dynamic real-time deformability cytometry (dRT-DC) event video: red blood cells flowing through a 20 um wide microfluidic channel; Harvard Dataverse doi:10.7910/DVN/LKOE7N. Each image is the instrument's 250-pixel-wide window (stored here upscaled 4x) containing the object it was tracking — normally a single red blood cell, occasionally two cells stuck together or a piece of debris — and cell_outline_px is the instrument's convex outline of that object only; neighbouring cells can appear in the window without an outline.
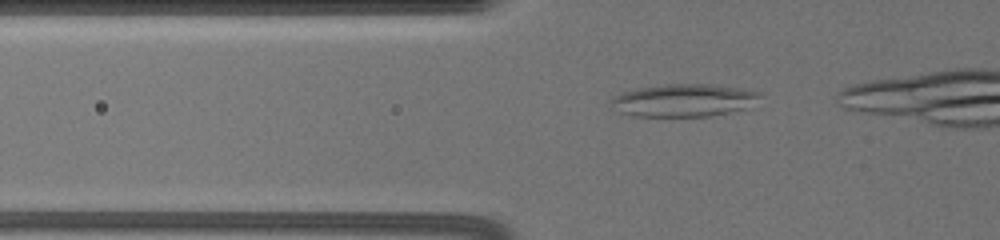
{"species": "common noctule bat (a hibernating species)", "species_latin": "Nyctalus noctula", "temperature_condition": "warm", "stored_images_in_passage": 5, "camera_frame_rate_fps": 3000, "um_per_image_px": 0.085, "animal": {"sex": "female", "body_mass_g": 19.5, "forearm_length_mm": 54.1}, "frame": {"image": 1, "passage_image": 2, "time_ms": 0.333, "image_size_px": [1000, 240], "cell_outline_px": [[760, 96], [744, 108], [728, 112], [708, 116], [632, 116], [620, 112], [612, 100], [616, 96], [624, 92], [640, 88], [668, 84], [708, 84], [740, 88], [760, 92]], "centroid_in_image_um": [58.13, 8.52], "position_along_channel_um": 67.7, "area_um2": 27.46}}
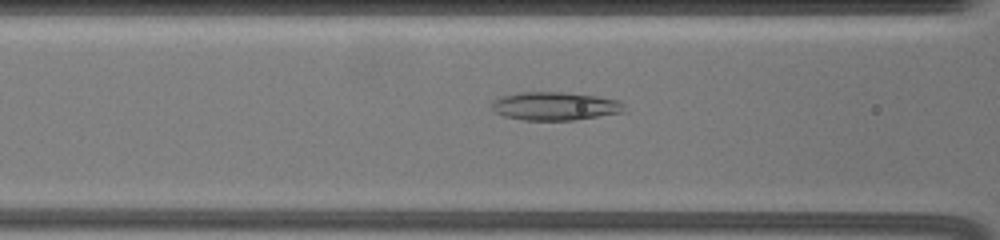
{"frame": {"image": 2, "passage_image": 4, "time_ms": 2.0, "image_size_px": [1000, 240], "cell_outline_px": [[624, 112], [572, 120], [524, 120], [504, 116], [496, 112], [492, 108], [492, 100], [504, 96], [520, 92], [564, 92], [596, 96], [620, 100], [624, 104]], "centroid_in_image_um": [47.19, 9.02], "position_along_channel_um": 119.4, "area_um2": 21.73}}